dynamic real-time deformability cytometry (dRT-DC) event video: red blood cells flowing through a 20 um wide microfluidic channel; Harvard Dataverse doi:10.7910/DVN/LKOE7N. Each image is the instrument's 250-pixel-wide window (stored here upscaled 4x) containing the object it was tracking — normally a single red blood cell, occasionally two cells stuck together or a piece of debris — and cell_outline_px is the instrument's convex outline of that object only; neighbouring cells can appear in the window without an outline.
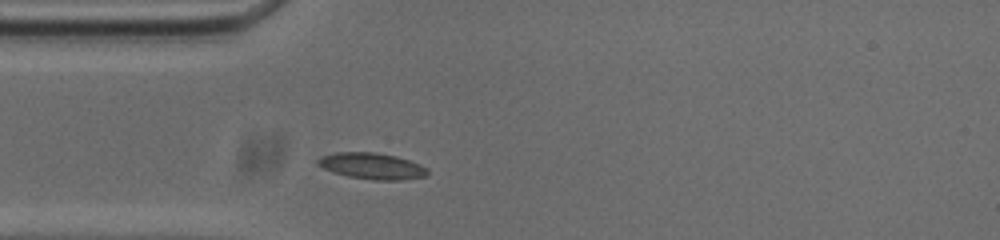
{"species": "common noctule bat (a hibernating species)", "species_latin": "Nyctalus noctula", "temperature_condition": "cold", "stored_images_in_passage": 41, "camera_frame_rate_fps": 3000, "um_per_image_px": 0.085, "animal": {"sex": "male", "body_mass_g": 20.0, "forearm_length_mm": 53.3}, "frame": {"image": 1, "passage_image": 1, "time_ms": 0.0, "image_size_px": [1000, 240], "cell_outline_px": [[428, 172], [424, 176], [404, 180], [372, 180], [348, 176], [332, 172], [316, 164], [316, 160], [320, 156], [336, 152], [376, 152], [396, 156], [420, 164], [428, 168]], "centroid_in_image_um": [31.59, 14.11], "position_along_channel_um": 53.4, "area_um2": 16.88}}
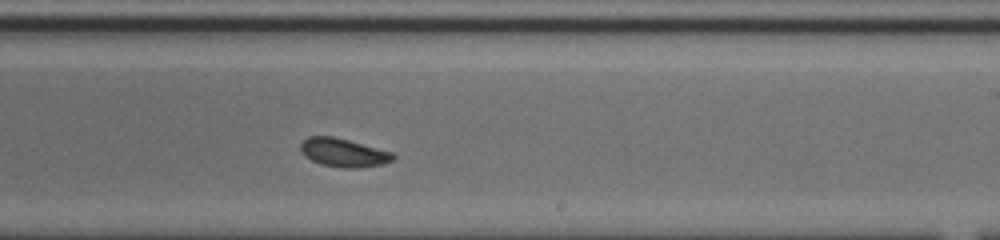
{"frame": {"image": 2, "passage_image": 18, "time_ms": 5.667, "image_size_px": [1000, 240], "cell_outline_px": [[396, 156], [392, 160], [384, 164], [360, 168], [340, 168], [320, 164], [304, 156], [300, 148], [300, 144], [308, 136], [332, 136], [348, 140], [392, 152]], "centroid_in_image_um": [29.19, 12.99], "position_along_channel_um": 259.8, "area_um2": 15.37}}
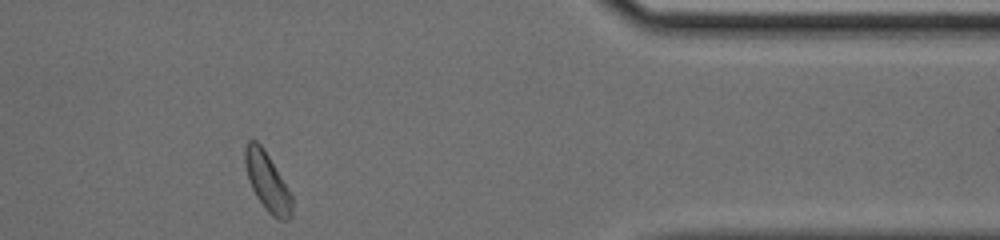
{"frame": {"image": 3, "passage_image": 31, "time_ms": 10.0, "image_size_px": [1000, 240], "cell_outline_px": [[292, 216], [288, 220], [280, 220], [272, 216], [264, 208], [256, 196], [248, 180], [244, 164], [244, 148], [248, 140], [256, 140], [264, 148], [292, 196]], "centroid_in_image_um": [22.7, 15.45], "position_along_channel_um": 388.7, "area_um2": 16.01}, "authors_computed_cell_mechanics": {"area_um2": 15.6638, "velocity_mm_per_s": 3.6951, "shape_relaxation_time_tau1_ms": 5.2466, "shape_relaxation_time_tau2_ms": null, "deformation_change_tau1": 0.1354, "deformation_change_tau2": null}}